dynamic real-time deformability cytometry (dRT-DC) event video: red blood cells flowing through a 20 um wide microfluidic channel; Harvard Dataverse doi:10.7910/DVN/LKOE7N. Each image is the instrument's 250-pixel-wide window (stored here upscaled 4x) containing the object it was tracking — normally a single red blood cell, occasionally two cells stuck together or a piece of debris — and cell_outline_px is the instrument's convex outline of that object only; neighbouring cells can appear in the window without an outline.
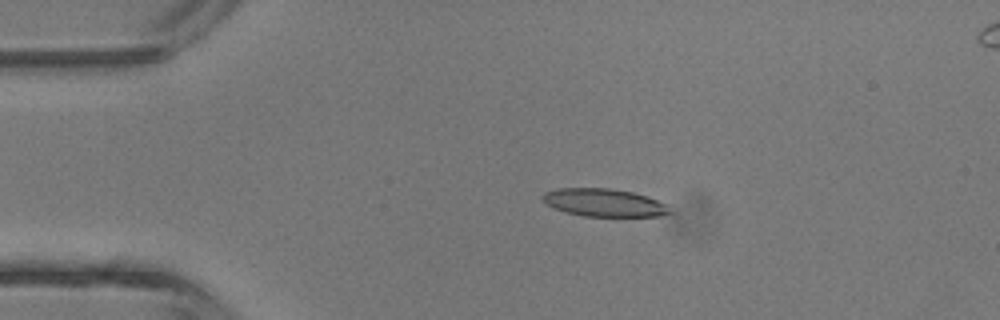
{"species": "common noctule bat (a hibernating species)", "species_latin": "Nyctalus noctula", "temperature_condition": "room temperature", "stored_images_in_passage": 4, "camera_frame_rate_fps": 3000, "um_per_image_px": 0.085, "animal": {"sex": "male", "body_mass_g": 13.3}, "frame": {"image": 1, "passage_image": 2, "time_ms": 1.333, "image_size_px": [1000, 320], "cell_outline_px": [[676, 212], [660, 216], [584, 216], [564, 212], [544, 204], [540, 196], [544, 192], [560, 188], [612, 188], [632, 192], [648, 196], [664, 204]], "centroid_in_image_um": [51.32, 17.22], "position_along_channel_um": 33.7, "area_um2": 20.87}}